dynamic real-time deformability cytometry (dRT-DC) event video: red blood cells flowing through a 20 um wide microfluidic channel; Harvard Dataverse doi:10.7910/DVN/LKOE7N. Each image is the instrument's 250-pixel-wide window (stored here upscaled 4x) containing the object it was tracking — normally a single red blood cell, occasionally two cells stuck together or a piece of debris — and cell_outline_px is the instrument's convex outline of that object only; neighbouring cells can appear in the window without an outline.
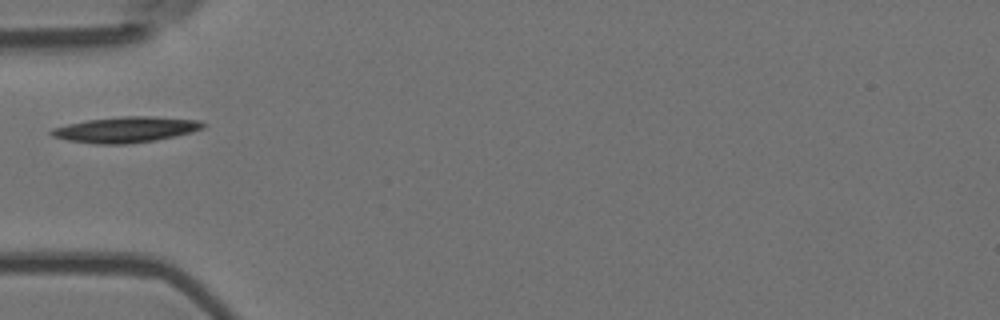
{"species": "Egyptian fruit bat (a non-hibernating species)", "species_latin": "Rousettus aegyptiacus", "temperature_condition": "room temperature", "stored_images_in_passage": 5, "camera_frame_rate_fps": 3000, "um_per_image_px": 0.085, "animal": {"sex": "female"}, "frame": {"image": 1, "passage_image": 5, "time_ms": 1.333, "image_size_px": [1000, 320], "cell_outline_px": [[208, 124], [204, 128], [192, 132], [156, 140], [124, 144], [92, 144], [68, 140], [52, 136], [48, 132], [52, 128], [68, 124], [88, 120], [124, 116], [152, 116], [200, 120]], "centroid_in_image_um": [10.72, 11.01], "position_along_channel_um": 74.3, "area_um2": 22.77}}